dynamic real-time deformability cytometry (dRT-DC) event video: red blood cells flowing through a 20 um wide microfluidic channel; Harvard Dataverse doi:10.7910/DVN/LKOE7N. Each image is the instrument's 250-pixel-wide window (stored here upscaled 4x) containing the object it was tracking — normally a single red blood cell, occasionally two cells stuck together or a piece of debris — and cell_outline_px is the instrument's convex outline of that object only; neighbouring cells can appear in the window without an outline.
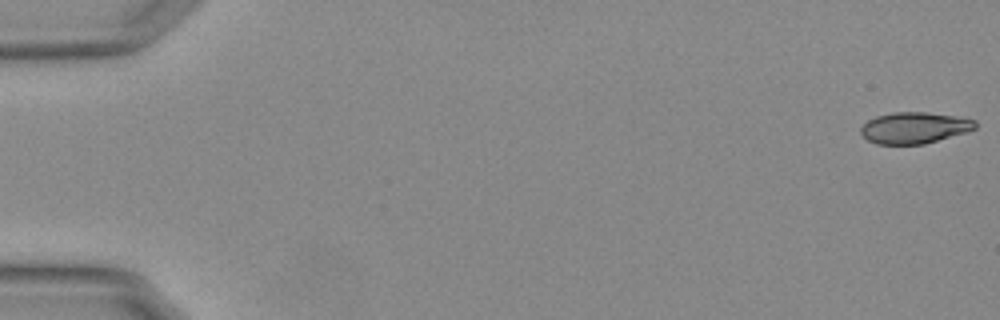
{"species": "Egyptian fruit bat (a non-hibernating species)", "species_latin": "Rousettus aegyptiacus", "temperature_condition": "warm", "stored_images_in_passage": 16, "camera_frame_rate_fps": 3000, "um_per_image_px": 0.085, "animal": {"sex": "female"}, "frame": {"image": 1, "passage_image": 1, "time_ms": 0.0, "image_size_px": [1000, 320], "cell_outline_px": [[976, 128], [968, 132], [924, 144], [876, 144], [868, 140], [860, 132], [860, 128], [868, 120], [876, 116], [892, 112], [924, 112], [956, 116], [976, 120]], "centroid_in_image_um": [77.73, 10.86], "position_along_channel_um": 7.3, "area_um2": 20.92}}
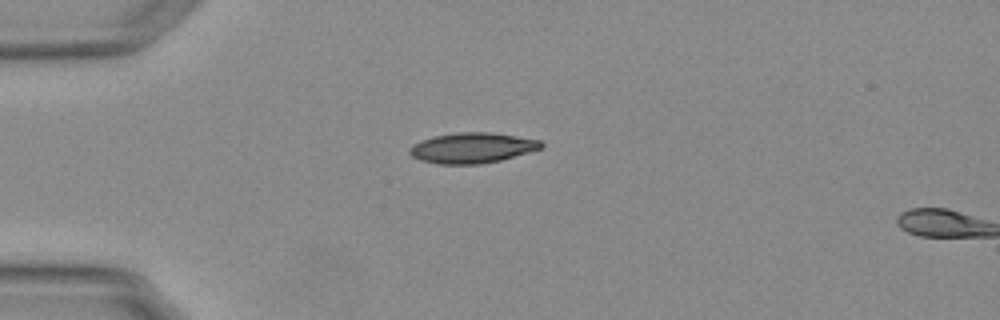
{"frame": {"image": 2, "passage_image": 15, "time_ms": 4.667, "image_size_px": [1000, 320], "cell_outline_px": [[544, 148], [500, 160], [480, 164], [436, 164], [420, 160], [412, 156], [408, 152], [408, 148], [412, 144], [420, 140], [436, 136], [456, 132], [492, 132], [540, 140], [544, 144]], "centroid_in_image_um": [40.12, 12.57], "position_along_channel_um": 44.9, "area_um2": 23.47}}